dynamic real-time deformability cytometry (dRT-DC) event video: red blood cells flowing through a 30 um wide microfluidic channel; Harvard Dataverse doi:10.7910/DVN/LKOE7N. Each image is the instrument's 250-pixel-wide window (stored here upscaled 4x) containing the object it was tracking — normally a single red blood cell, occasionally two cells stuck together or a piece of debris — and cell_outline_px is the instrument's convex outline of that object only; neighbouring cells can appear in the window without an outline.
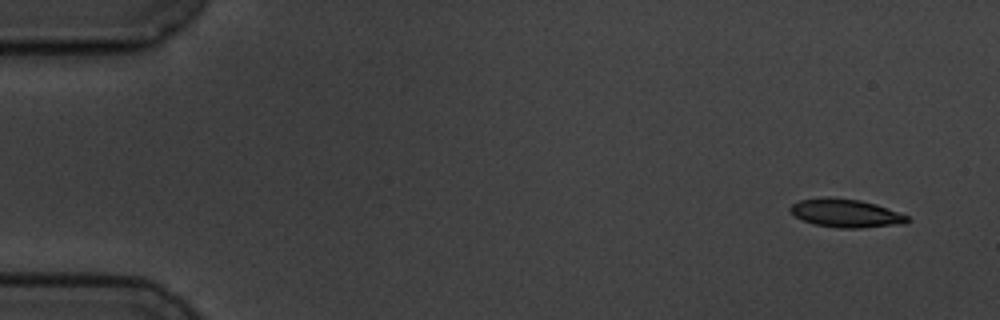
{"species": "common noctule bat (a hibernating species)", "species_latin": "Nyctalus noctula", "temperature_condition": "cold", "stored_images_in_passage": 5, "camera_frame_rate_fps": 3000, "um_per_image_px": 0.085, "animal": {"sex": "male", "body_mass_g": 19.5, "forearm_length_mm": 54.6}, "frame": {"image": 1, "passage_image": 1, "time_ms": 0.0, "image_size_px": [1000, 320], "cell_outline_px": [[912, 220], [904, 224], [860, 228], [836, 228], [816, 224], [804, 220], [788, 212], [788, 208], [792, 204], [800, 200], [824, 196], [828, 196], [860, 200], [876, 204], [908, 216]], "centroid_in_image_um": [71.89, 18.11], "position_along_channel_um": 13.1, "area_um2": 19.48}}
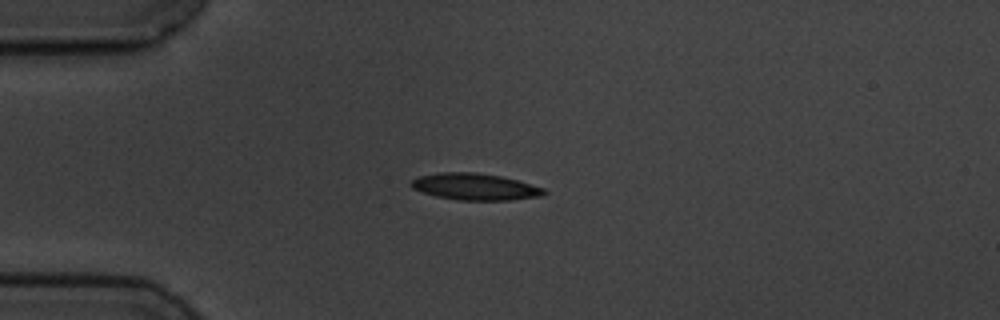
{"frame": {"image": 2, "passage_image": 4, "time_ms": 3.667, "image_size_px": [1000, 320], "cell_outline_px": [[548, 192], [544, 196], [512, 200], [460, 200], [436, 196], [412, 188], [408, 184], [412, 180], [420, 176], [436, 172], [476, 172], [500, 176], [516, 180], [544, 188]], "centroid_in_image_um": [40.39, 15.87], "position_along_channel_um": 44.6, "area_um2": 20.69}}